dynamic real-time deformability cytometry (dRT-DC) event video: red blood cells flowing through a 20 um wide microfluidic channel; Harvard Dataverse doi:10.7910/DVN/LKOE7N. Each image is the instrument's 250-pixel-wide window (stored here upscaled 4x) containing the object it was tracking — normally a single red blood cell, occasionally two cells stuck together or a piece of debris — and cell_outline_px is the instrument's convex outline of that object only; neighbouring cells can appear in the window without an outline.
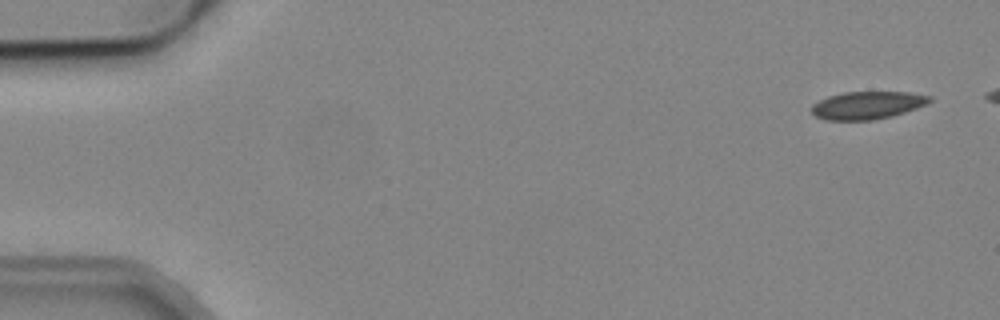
{"species": "common noctule bat (a hibernating species)", "species_latin": "Nyctalus noctula", "temperature_condition": "cold", "stored_images_in_passage": 5, "camera_frame_rate_fps": 3000, "um_per_image_px": 0.085, "animal": {"sex": "male", "body_mass_g": 19.2, "forearm_length_mm": 51.8}, "frame": {"image": 1, "passage_image": 1, "time_ms": 0.0, "image_size_px": [1000, 320], "cell_outline_px": [[932, 100], [916, 108], [892, 116], [872, 120], [824, 120], [816, 116], [812, 112], [812, 104], [828, 96], [844, 92], [908, 92], [932, 96]], "centroid_in_image_um": [73.71, 8.94], "position_along_channel_um": 11.3, "area_um2": 18.96}}